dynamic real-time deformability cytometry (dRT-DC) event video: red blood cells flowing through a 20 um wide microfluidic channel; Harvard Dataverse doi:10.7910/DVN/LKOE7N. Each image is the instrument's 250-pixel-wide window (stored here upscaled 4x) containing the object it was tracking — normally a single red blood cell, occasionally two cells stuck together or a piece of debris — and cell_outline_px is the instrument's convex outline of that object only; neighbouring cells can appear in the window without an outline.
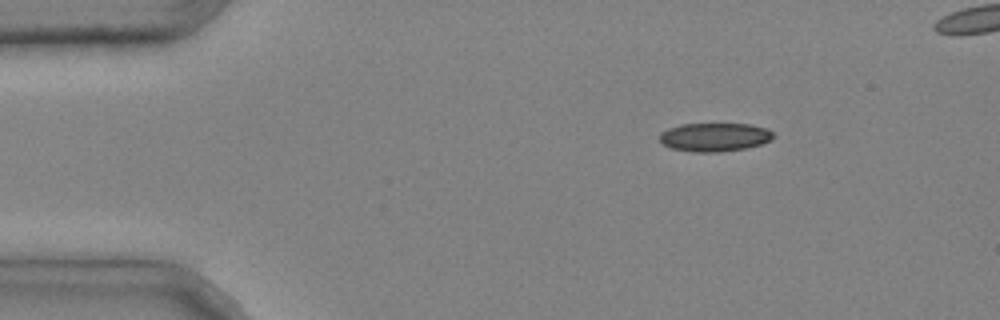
{"species": "common noctule bat (a hibernating species)", "species_latin": "Nyctalus noctula", "temperature_condition": "cold", "stored_images_in_passage": 5, "camera_frame_rate_fps": 3000, "um_per_image_px": 0.085, "animal": {"sex": "male", "body_mass_g": 20.4}, "frame": {"image": 1, "passage_image": 1, "time_ms": 0.0, "image_size_px": [1000, 320], "cell_outline_px": [[776, 136], [772, 140], [760, 144], [744, 148], [720, 152], [692, 152], [672, 148], [664, 144], [660, 140], [660, 132], [668, 128], [680, 124], [752, 124], [768, 128]], "centroid_in_image_um": [60.77, 11.64], "position_along_channel_um": 24.2, "area_um2": 19.02}}
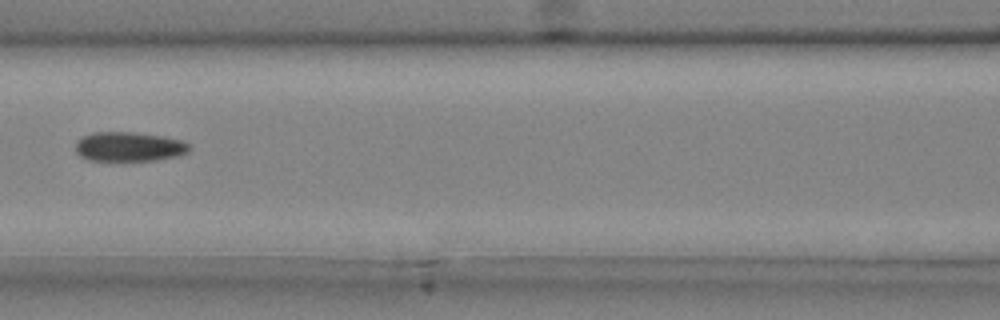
{"frame": {"image": 2, "passage_image": 5, "time_ms": 1.333, "image_size_px": [1000, 320], "cell_outline_px": [[188, 152], [180, 156], [156, 160], [88, 160], [80, 156], [76, 152], [76, 140], [92, 132], [132, 132], [160, 136], [180, 140], [188, 144]], "centroid_in_image_um": [10.93, 12.47], "position_along_channel_um": 155.7, "area_um2": 19.36}}